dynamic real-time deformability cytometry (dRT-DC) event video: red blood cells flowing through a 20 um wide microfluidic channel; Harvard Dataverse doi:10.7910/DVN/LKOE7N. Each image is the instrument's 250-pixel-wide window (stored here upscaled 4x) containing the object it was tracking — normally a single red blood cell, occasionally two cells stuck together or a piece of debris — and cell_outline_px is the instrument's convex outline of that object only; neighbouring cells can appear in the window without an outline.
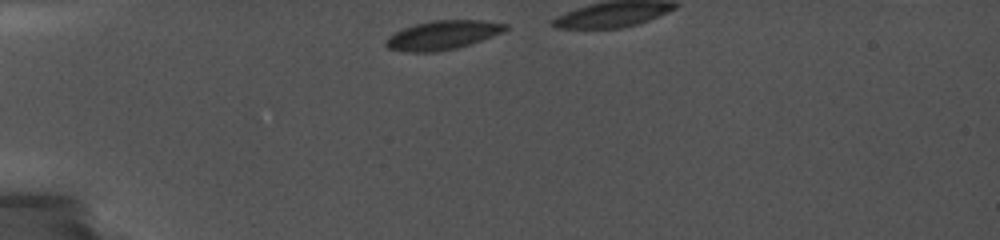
{"species": "common noctule bat (a hibernating species)", "species_latin": "Nyctalus noctula", "temperature_condition": "cold", "stored_images_in_passage": 16, "camera_frame_rate_fps": 5000, "um_per_image_px": 0.085, "animal": {"sex": "female", "body_mass_g": 19.0, "forearm_length_mm": 56.7}, "frame": {"image": 1, "passage_image": 1, "time_ms": 0.0, "image_size_px": [1000, 240], "cell_outline_px": [[508, 28], [504, 32], [456, 48], [436, 52], [408, 52], [388, 48], [384, 44], [384, 40], [388, 36], [404, 28], [416, 24], [432, 20], [484, 20], [508, 24]], "centroid_in_image_um": [37.62, 2.98], "position_along_channel_um": 47.4, "area_um2": 20.11}}
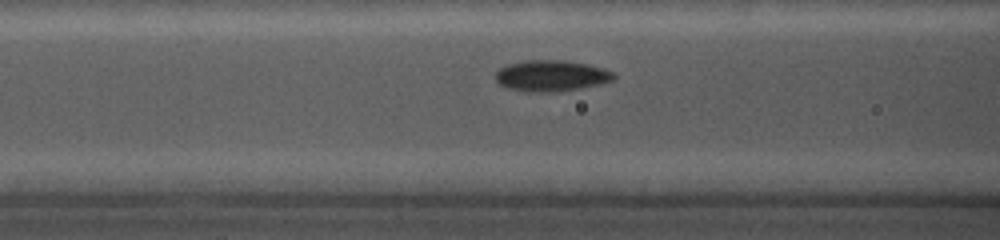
{"frame": {"image": 2, "passage_image": 10, "time_ms": 2.8, "image_size_px": [1000, 240], "cell_outline_px": [[616, 76], [612, 80], [600, 84], [584, 88], [556, 92], [524, 92], [504, 88], [496, 80], [496, 72], [500, 68], [508, 64], [524, 60], [564, 60], [588, 64], [604, 68], [612, 72]], "centroid_in_image_um": [46.84, 6.45], "position_along_channel_um": 119.8, "area_um2": 21.73}}